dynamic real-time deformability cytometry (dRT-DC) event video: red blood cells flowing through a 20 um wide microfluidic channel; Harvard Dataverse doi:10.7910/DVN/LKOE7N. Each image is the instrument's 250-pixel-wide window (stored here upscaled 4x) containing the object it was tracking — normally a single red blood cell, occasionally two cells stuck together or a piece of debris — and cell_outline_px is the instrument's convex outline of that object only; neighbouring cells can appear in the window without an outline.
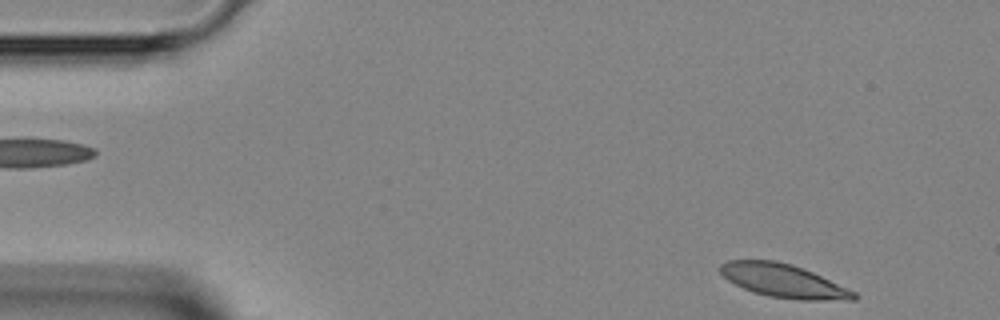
{"species": "Egyptian fruit bat (a non-hibernating species)", "species_latin": "Rousettus aegyptiacus", "temperature_condition": "room temperature", "stored_images_in_passage": 42, "camera_frame_rate_fps": 3000, "um_per_image_px": 0.085, "animal": {"sex": "female"}, "frame": {"image": 1, "passage_image": 1, "time_ms": 0.0, "image_size_px": [1000, 320], "cell_outline_px": [[860, 296], [856, 300], [800, 300], [768, 296], [752, 292], [728, 280], [720, 272], [720, 264], [728, 260], [776, 260], [792, 264], [812, 272], [848, 288], [856, 292]], "centroid_in_image_um": [66.62, 23.87], "position_along_channel_um": 18.4, "area_um2": 26.01}}
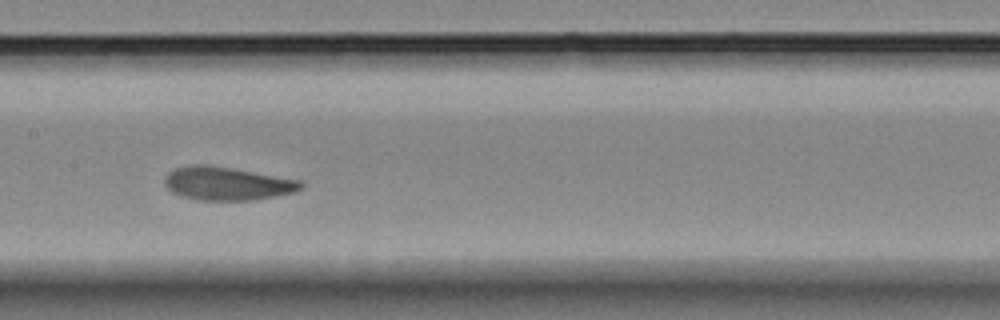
{"frame": {"image": 2, "passage_image": 19, "time_ms": 6.0, "image_size_px": [1000, 320], "cell_outline_px": [[304, 184], [300, 188], [292, 192], [252, 200], [200, 200], [180, 196], [172, 192], [164, 184], [164, 176], [168, 172], [176, 168], [188, 164], [208, 164], [300, 180]], "centroid_in_image_um": [19.22, 15.59], "position_along_channel_um": 188.2, "area_um2": 26.3}}
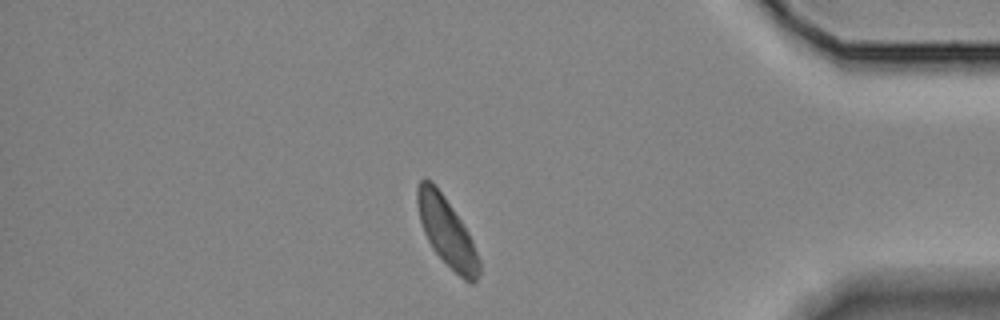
{"frame": {"image": 3, "passage_image": 36, "time_ms": 11.667, "image_size_px": [1000, 320], "cell_outline_px": [[480, 272], [476, 280], [472, 284], [464, 280], [432, 248], [424, 232], [420, 220], [416, 204], [416, 188], [420, 180], [424, 176], [432, 180], [444, 196], [468, 232], [472, 240], [480, 260]], "centroid_in_image_um": [37.95, 19.65], "position_along_channel_um": 397.2, "area_um2": 24.57}}